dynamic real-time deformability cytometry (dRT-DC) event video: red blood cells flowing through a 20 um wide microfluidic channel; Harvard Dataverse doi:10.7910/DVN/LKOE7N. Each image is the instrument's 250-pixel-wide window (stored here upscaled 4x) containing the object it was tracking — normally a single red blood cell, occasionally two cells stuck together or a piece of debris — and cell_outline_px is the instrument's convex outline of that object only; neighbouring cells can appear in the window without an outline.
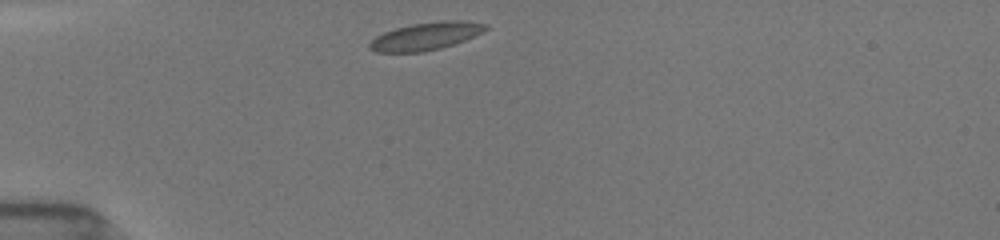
{"species": "common noctule bat (a hibernating species)", "species_latin": "Nyctalus noctula", "temperature_condition": "room temperature", "stored_images_in_passage": 39, "camera_frame_rate_fps": 3000, "um_per_image_px": 0.085, "animal": {"sex": "female", "body_mass_g": 19.5, "forearm_length_mm": 54.1}, "frame": {"image": 1, "passage_image": 1, "time_ms": 0.0, "image_size_px": [1000, 240], "cell_outline_px": [[488, 28], [484, 32], [464, 40], [440, 48], [424, 52], [376, 52], [368, 48], [368, 44], [376, 36], [384, 32], [396, 28], [412, 24], [444, 20], [464, 20], [488, 24]], "centroid_in_image_um": [36.21, 3.07], "position_along_channel_um": 48.8, "area_um2": 18.73}}
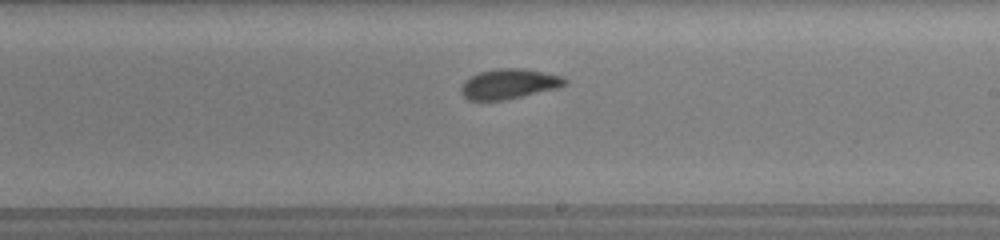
{"frame": {"image": 2, "passage_image": 18, "time_ms": 5.667, "image_size_px": [1000, 240], "cell_outline_px": [[568, 84], [556, 88], [504, 100], [468, 100], [460, 92], [460, 88], [464, 80], [480, 72], [496, 68], [524, 68], [564, 76], [568, 80]], "centroid_in_image_um": [43.27, 7.12], "position_along_channel_um": 245.7, "area_um2": 18.21}}
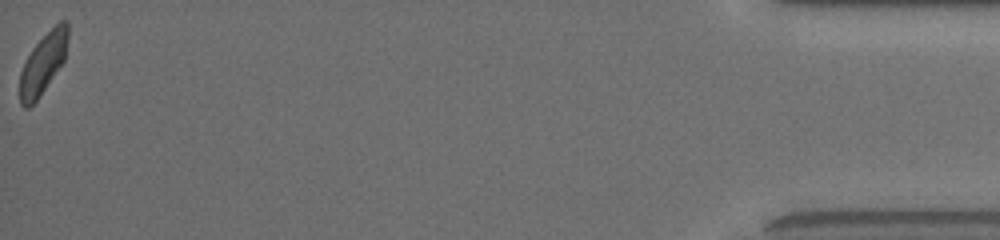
{"frame": {"image": 3, "passage_image": 39, "time_ms": 12.667, "image_size_px": [1000, 240], "cell_outline_px": [[68, 40], [64, 60], [40, 96], [28, 108], [24, 108], [20, 104], [20, 72], [32, 48], [60, 20], [68, 20]], "centroid_in_image_um": [3.67, 5.39], "position_along_channel_um": 431.5, "area_um2": 16.76}, "authors_computed_cell_mechanics": {"area_um2": 18.0336, "velocity_mm_per_s": 3.8985, "shape_relaxation_time_tau1_ms": 6.1903, "shape_relaxation_time_tau2_ms": null, "deformation_change_tau1": 0.117, "deformation_change_tau2": null}}